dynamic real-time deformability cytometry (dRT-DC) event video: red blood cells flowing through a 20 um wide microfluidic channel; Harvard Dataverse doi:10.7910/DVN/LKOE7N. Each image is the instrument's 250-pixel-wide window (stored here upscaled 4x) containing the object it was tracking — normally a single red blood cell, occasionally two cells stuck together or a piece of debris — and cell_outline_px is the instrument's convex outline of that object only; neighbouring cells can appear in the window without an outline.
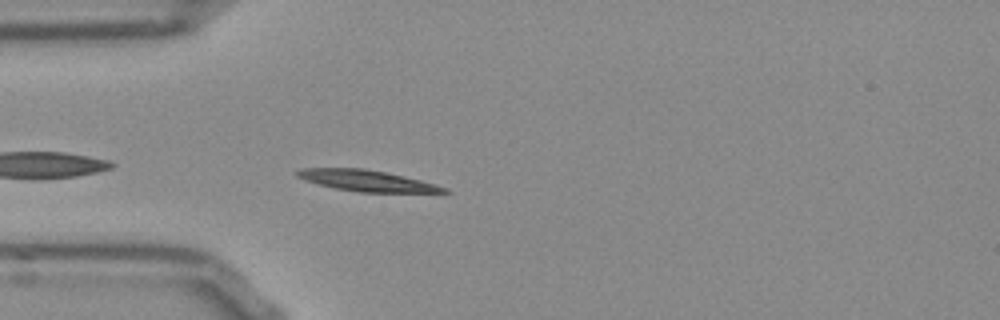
{"species": "Egyptian fruit bat (a non-hibernating species)", "species_latin": "Rousettus aegyptiacus", "temperature_condition": "room temperature", "stored_images_in_passage": 42, "camera_frame_rate_fps": 3000, "um_per_image_px": 0.085, "frame": {"image": 1, "passage_image": 3, "time_ms": 0.667, "image_size_px": [1000, 320], "cell_outline_px": [[452, 192], [360, 192], [336, 188], [304, 180], [296, 176], [296, 172], [304, 168], [364, 168], [384, 172], [420, 180], [448, 188]], "centroid_in_image_um": [31.18, 15.35], "position_along_channel_um": 53.8, "area_um2": 17.69}}
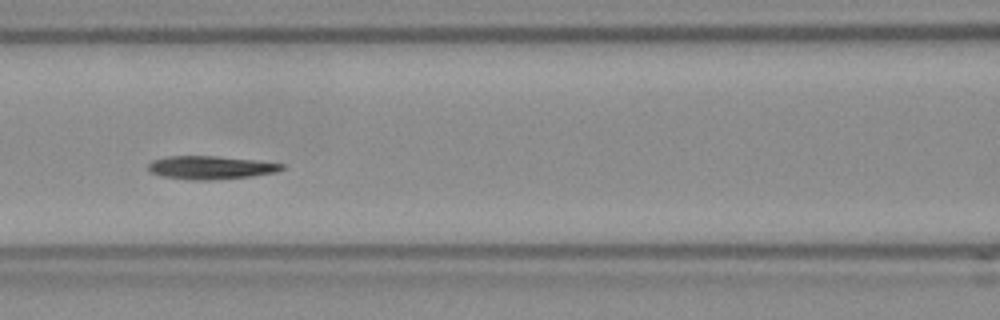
{"frame": {"image": 2, "passage_image": 11, "time_ms": 3.333, "image_size_px": [1000, 320], "cell_outline_px": [[284, 168], [276, 172], [252, 176], [208, 180], [192, 180], [164, 176], [152, 172], [148, 168], [148, 164], [152, 160], [168, 156], [216, 156], [252, 160], [284, 164]], "centroid_in_image_um": [17.9, 14.24], "position_along_channel_um": 148.7, "area_um2": 17.8}}
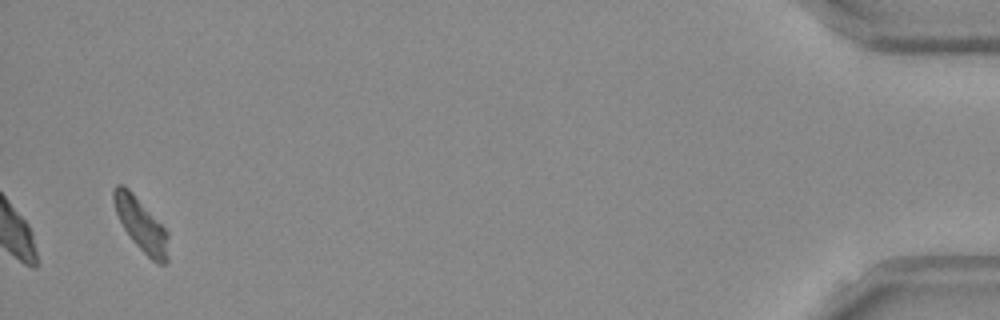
{"frame": {"image": 3, "passage_image": 40, "time_ms": 13.0, "image_size_px": [1000, 320], "cell_outline_px": [[168, 260], [164, 264], [156, 264], [132, 240], [124, 228], [116, 212], [112, 200], [112, 188], [116, 184], [124, 184], [132, 192], [168, 232]], "centroid_in_image_um": [11.98, 19.08], "position_along_channel_um": 423.2, "area_um2": 16.7}, "authors_computed_cell_mechanics": {"area_um2": 17.6868, "velocity_mm_per_s": 3.7619, "shape_relaxation_time_tau1_ms": 8.7024, "shape_relaxation_time_tau2_ms": null, "deformation_change_tau1": 0.2631, "deformation_change_tau2": null}}